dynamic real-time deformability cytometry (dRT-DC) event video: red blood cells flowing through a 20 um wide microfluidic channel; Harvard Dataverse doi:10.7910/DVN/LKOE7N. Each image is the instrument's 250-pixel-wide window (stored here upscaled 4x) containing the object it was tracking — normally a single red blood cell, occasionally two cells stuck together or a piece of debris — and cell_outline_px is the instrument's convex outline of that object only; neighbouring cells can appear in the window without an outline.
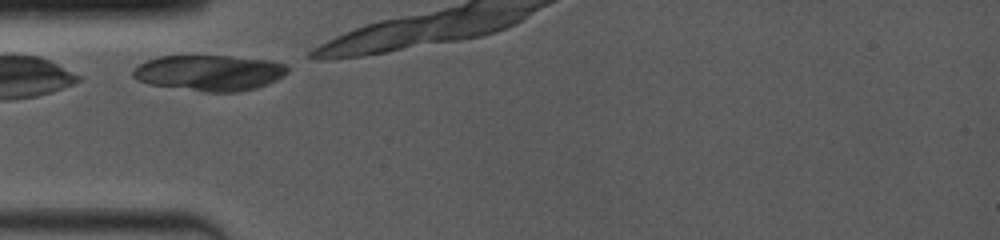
{"species": "common noctule bat (a hibernating species)", "species_latin": "Nyctalus noctula", "temperature_condition": "room temperature", "stored_images_in_passage": 9, "camera_frame_rate_fps": 4000, "um_per_image_px": 0.085, "animal": {"sex": "female", "body_mass_g": 19.0, "forearm_length_mm": 53.3}, "frame": {"image": 1, "passage_image": 1, "time_ms": 0.0, "image_size_px": [1000, 240], "cell_outline_px": [[288, 72], [284, 76], [268, 84], [256, 88], [240, 92], [204, 92], [148, 84], [132, 76], [132, 72], [140, 64], [148, 60], [160, 56], [232, 56], [272, 60], [288, 64]], "centroid_in_image_um": [17.87, 6.19], "position_along_channel_um": 67.1, "area_um2": 32.43}}